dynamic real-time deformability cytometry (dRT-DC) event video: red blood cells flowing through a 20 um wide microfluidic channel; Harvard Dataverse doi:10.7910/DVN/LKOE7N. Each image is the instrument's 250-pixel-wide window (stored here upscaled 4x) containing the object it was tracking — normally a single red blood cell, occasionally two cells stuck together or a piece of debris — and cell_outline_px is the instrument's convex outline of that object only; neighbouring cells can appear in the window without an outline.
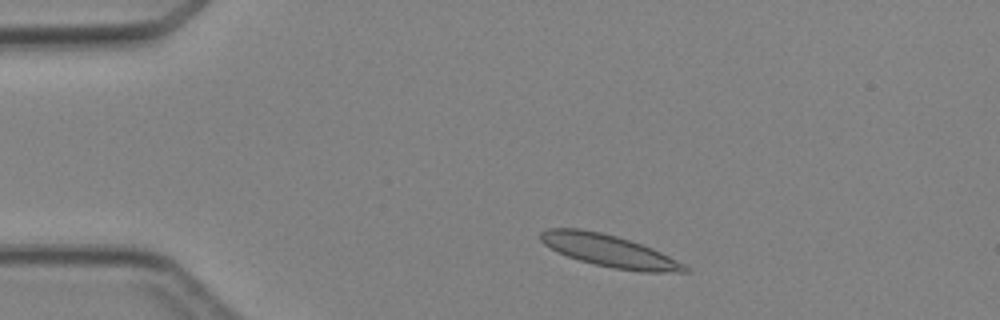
{"species": "Egyptian fruit bat (a non-hibernating species)", "species_latin": "Rousettus aegyptiacus", "temperature_condition": "cold", "stored_images_in_passage": 2, "camera_frame_rate_fps": 3000, "um_per_image_px": 0.085, "animal": {"sex": "female"}, "frame": {"image": 1, "passage_image": 1, "time_ms": 0.0, "image_size_px": [1000, 320], "cell_outline_px": [[692, 272], [640, 272], [612, 268], [580, 260], [556, 252], [544, 244], [540, 240], [540, 232], [548, 228], [580, 228], [600, 232], [616, 236], [652, 248], [692, 268]], "centroid_in_image_um": [51.79, 21.33], "position_along_channel_um": 33.2, "area_um2": 26.93}}